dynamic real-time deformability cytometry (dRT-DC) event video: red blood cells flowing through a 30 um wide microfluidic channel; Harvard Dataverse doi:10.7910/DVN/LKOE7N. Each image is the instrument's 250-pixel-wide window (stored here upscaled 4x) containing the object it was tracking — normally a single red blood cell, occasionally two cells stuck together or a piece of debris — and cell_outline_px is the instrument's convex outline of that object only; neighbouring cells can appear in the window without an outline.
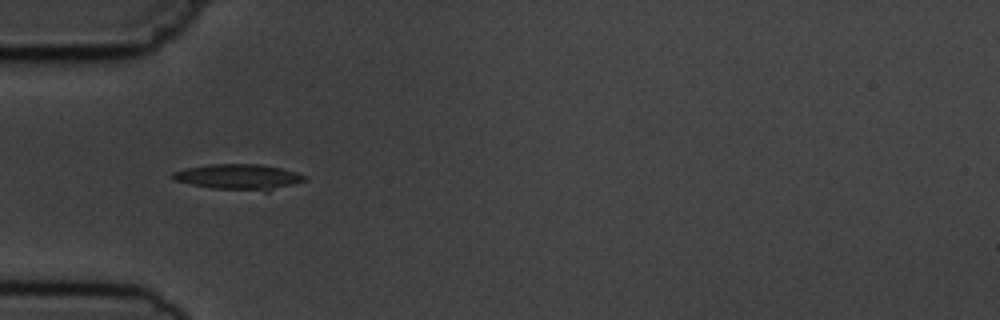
{"species": "common noctule bat (a hibernating species)", "species_latin": "Nyctalus noctula", "temperature_condition": "cold", "stored_images_in_passage": 8, "camera_frame_rate_fps": 3000, "um_per_image_px": 0.085, "animal": {"sex": "male", "body_mass_g": 19.5, "forearm_length_mm": 54.6}, "frame": {"image": 1, "passage_image": 4, "time_ms": 3.333, "image_size_px": [1000, 320], "cell_outline_px": [[308, 180], [268, 192], [264, 192], [212, 188], [192, 184], [176, 180], [172, 176], [172, 172], [184, 168], [208, 164], [260, 164], [280, 168], [296, 172], [308, 176]], "centroid_in_image_um": [20.36, 15.04], "position_along_channel_um": 64.6, "area_um2": 19.88}}
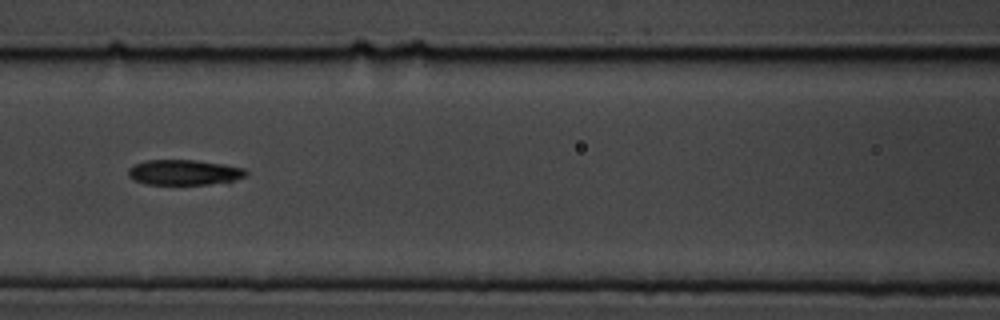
{"frame": {"image": 2, "passage_image": 6, "time_ms": 5.667, "image_size_px": [1000, 320], "cell_outline_px": [[248, 172], [244, 176], [228, 184], [148, 184], [136, 180], [128, 176], [128, 168], [136, 164], [148, 160], [196, 160], [224, 164], [244, 168]], "centroid_in_image_um": [15.72, 14.66], "position_along_channel_um": 150.9, "area_um2": 17.46}}
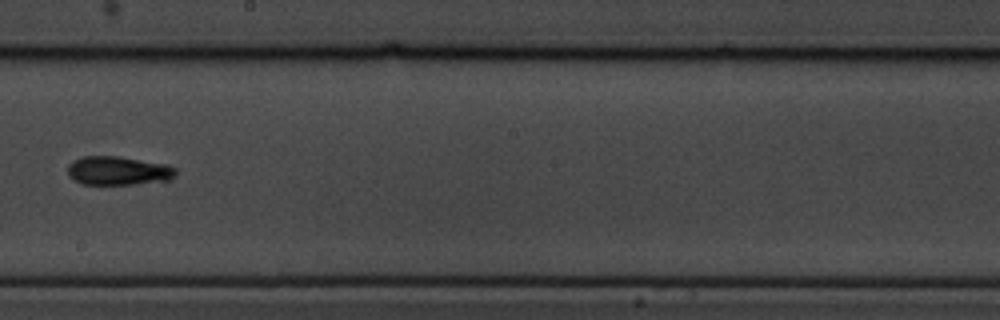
{"frame": {"image": 3, "passage_image": 8, "time_ms": 8.0, "image_size_px": [1000, 320], "cell_outline_px": [[176, 172], [168, 180], [136, 184], [80, 184], [68, 176], [68, 164], [72, 160], [84, 156], [120, 156], [168, 164], [176, 168]], "centroid_in_image_um": [10.02, 14.5], "position_along_channel_um": 238.2, "area_um2": 18.26}}